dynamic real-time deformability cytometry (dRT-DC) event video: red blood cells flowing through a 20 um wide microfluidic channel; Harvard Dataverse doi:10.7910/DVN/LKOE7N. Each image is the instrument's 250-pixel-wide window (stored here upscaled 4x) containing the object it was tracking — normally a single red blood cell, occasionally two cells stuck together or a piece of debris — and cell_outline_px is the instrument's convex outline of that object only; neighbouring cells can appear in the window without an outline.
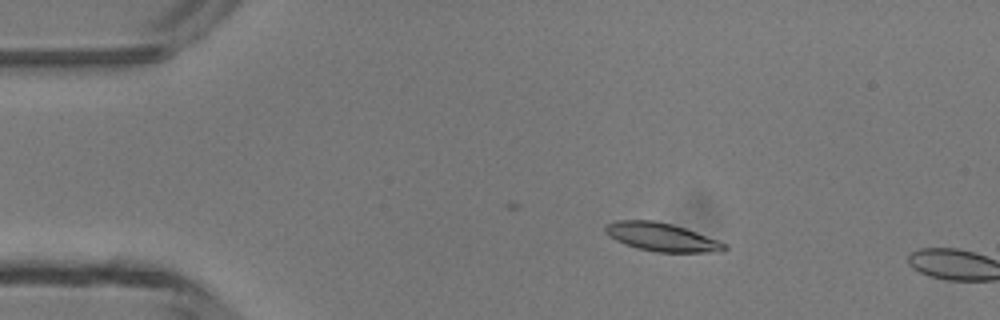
{"species": "common noctule bat (a hibernating species)", "species_latin": "Nyctalus noctula", "temperature_condition": "room temperature", "stored_images_in_passage": 4, "camera_frame_rate_fps": 3000, "um_per_image_px": 0.085, "animal": {"sex": "male", "body_mass_g": 13.3}, "frame": {"image": 1, "passage_image": 3, "time_ms": 2.0, "image_size_px": [1000, 320], "cell_outline_px": [[728, 248], [720, 252], [656, 252], [636, 248], [624, 244], [608, 236], [604, 232], [604, 224], [616, 220], [656, 220], [672, 224], [720, 240], [728, 244]], "centroid_in_image_um": [56.23, 20.15], "position_along_channel_um": 28.8, "area_um2": 20.0}}